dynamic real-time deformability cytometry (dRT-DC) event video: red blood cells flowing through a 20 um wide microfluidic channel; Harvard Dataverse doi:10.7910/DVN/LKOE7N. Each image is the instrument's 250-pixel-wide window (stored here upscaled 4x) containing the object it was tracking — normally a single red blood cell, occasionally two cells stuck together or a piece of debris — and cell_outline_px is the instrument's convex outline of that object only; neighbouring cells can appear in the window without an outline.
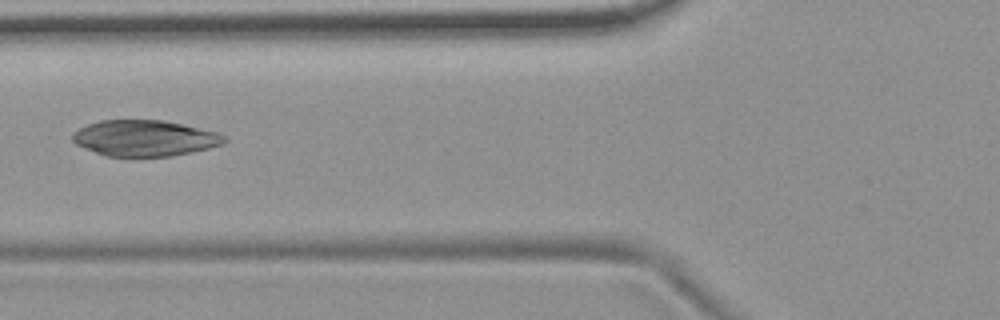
{"species": "common noctule bat (a hibernating species)", "species_latin": "Nyctalus noctula", "temperature_condition": "room temperature", "stored_images_in_passage": 5, "camera_frame_rate_fps": 3000, "um_per_image_px": 0.085, "animal": {"sex": "female", "body_mass_g": 19.9}, "frame": {"image": 1, "passage_image": 4, "time_ms": 3.667, "image_size_px": [1000, 320], "cell_outline_px": [[228, 140], [224, 144], [208, 148], [172, 156], [104, 156], [76, 144], [72, 140], [72, 132], [88, 124], [100, 120], [164, 120], [216, 132], [228, 136]], "centroid_in_image_um": [12.3, 11.74], "position_along_channel_um": 113.5, "area_um2": 31.79}}
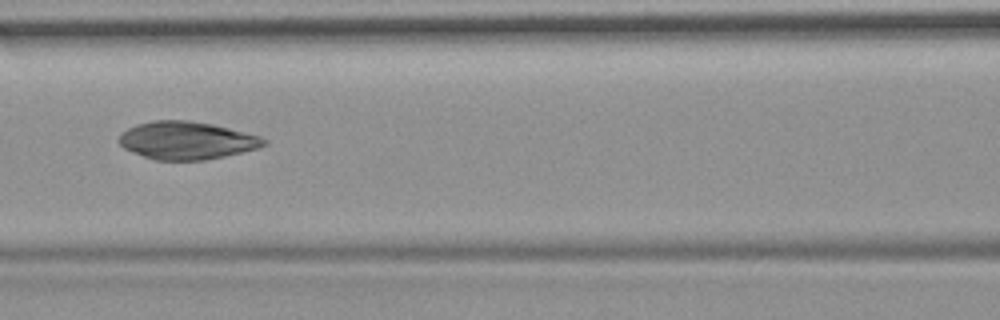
{"frame": {"image": 2, "passage_image": 5, "time_ms": 4.667, "image_size_px": [1000, 320], "cell_outline_px": [[268, 144], [260, 148], [224, 156], [204, 160], [156, 160], [144, 156], [124, 148], [116, 140], [120, 132], [136, 124], [152, 120], [188, 120], [212, 124], [260, 136], [268, 140]], "centroid_in_image_um": [15.86, 11.93], "position_along_channel_um": 150.7, "area_um2": 32.02}}